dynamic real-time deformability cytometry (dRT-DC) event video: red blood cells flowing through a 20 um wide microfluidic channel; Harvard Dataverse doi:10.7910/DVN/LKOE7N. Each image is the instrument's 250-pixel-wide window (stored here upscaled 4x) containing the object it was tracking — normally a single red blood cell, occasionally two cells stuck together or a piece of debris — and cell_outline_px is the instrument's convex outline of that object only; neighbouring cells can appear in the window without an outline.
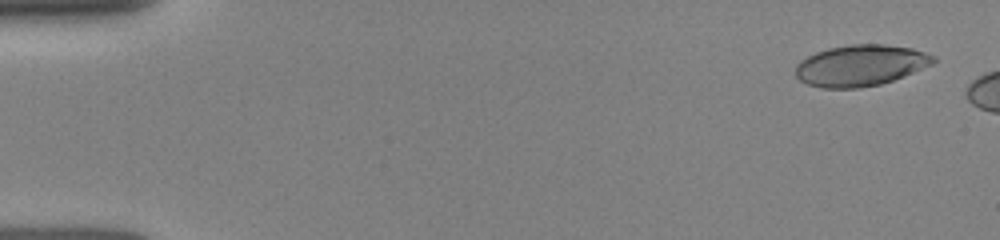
{"species": "human", "species_latin": "Homo sapiens", "temperature_condition": "room temperature", "stored_images_in_passage": 9, "camera_frame_rate_fps": 3000, "um_per_image_px": 0.085, "donor": {"sex": "female"}, "frame": {"image": 1, "passage_image": 1, "time_ms": 0.0, "image_size_px": [1000, 240], "cell_outline_px": [[936, 60], [932, 64], [892, 80], [880, 84], [860, 88], [820, 88], [808, 84], [800, 80], [796, 76], [796, 64], [800, 60], [816, 52], [828, 48], [852, 44], [884, 44], [912, 48], [936, 56]], "centroid_in_image_um": [73.12, 5.56], "position_along_channel_um": 11.9, "area_um2": 32.95}}